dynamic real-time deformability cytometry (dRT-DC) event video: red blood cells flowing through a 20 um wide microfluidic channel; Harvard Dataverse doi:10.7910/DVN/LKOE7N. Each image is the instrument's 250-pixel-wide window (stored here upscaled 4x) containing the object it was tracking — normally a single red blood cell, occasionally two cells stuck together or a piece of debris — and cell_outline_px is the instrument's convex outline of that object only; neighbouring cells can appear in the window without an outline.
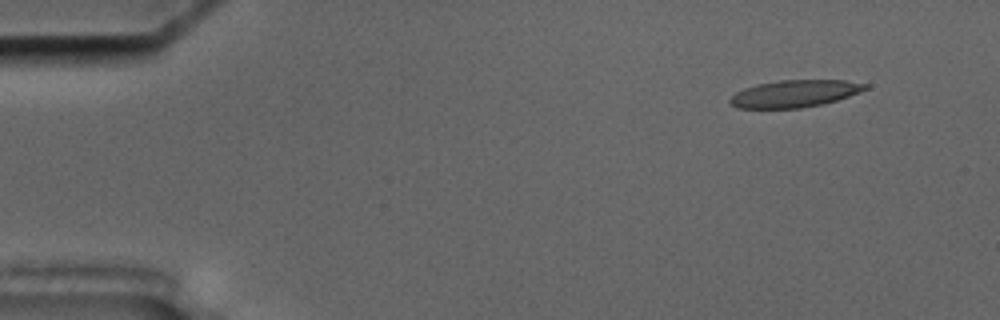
{"species": "common noctule bat (a hibernating species)", "species_latin": "Nyctalus noctula", "temperature_condition": "cold", "stored_images_in_passage": 9, "camera_frame_rate_fps": 3000, "um_per_image_px": 0.085, "animal": {"sex": "male", "body_mass_g": 17.5, "forearm_length_mm": 52.3}, "frame": {"image": 1, "passage_image": 1, "time_ms": 0.0, "image_size_px": [1000, 320], "cell_outline_px": [[868, 88], [848, 96], [836, 100], [820, 104], [800, 108], [736, 108], [728, 104], [728, 100], [736, 92], [744, 88], [756, 84], [780, 80], [844, 80], [868, 84]], "centroid_in_image_um": [67.48, 7.95], "position_along_channel_um": 17.5, "area_um2": 21.33}}